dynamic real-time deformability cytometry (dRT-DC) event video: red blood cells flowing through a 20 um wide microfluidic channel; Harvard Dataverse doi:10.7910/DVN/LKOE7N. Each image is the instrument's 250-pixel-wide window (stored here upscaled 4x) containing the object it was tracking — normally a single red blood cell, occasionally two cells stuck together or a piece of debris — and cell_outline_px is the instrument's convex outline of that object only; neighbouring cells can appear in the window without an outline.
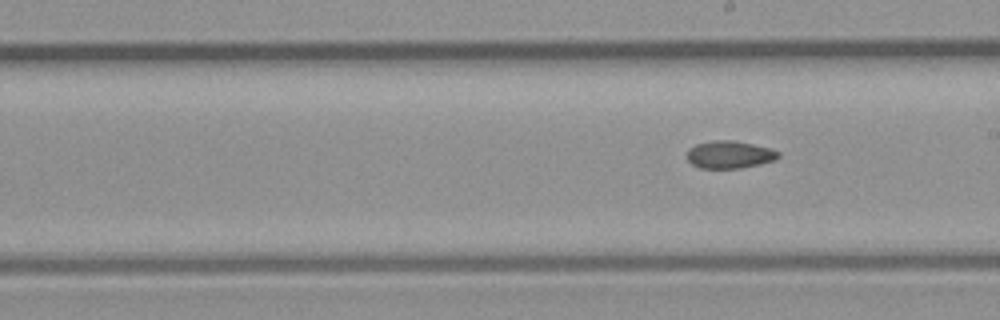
{"species": "common noctule bat (a hibernating species)", "species_latin": "Nyctalus noctula", "temperature_condition": "room temperature", "stored_images_in_passage": 8, "camera_frame_rate_fps": 3000, "um_per_image_px": 0.085, "animal": {"sex": "male", "body_mass_g": 23.1, "forearm_length_mm": 52.7}, "frame": {"image": 1, "passage_image": 8, "time_ms": 2.333, "image_size_px": [1000, 320], "cell_outline_px": [[780, 156], [776, 160], [760, 164], [740, 168], [700, 168], [692, 164], [688, 160], [688, 148], [696, 144], [716, 140], [732, 140], [752, 144], [768, 148], [780, 152]], "centroid_in_image_um": [62.02, 13.14], "position_along_channel_um": 227.0, "area_um2": 14.57}}